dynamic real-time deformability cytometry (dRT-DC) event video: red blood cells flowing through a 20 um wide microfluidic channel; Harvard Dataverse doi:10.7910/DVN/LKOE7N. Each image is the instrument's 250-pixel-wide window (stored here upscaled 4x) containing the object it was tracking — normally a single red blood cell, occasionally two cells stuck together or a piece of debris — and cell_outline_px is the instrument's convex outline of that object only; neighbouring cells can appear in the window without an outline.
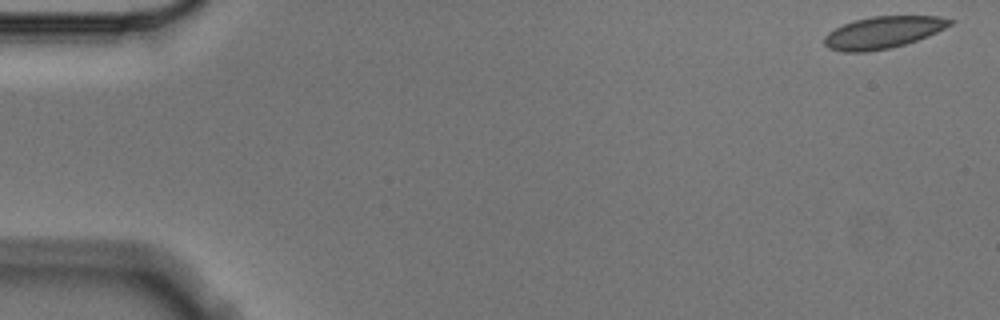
{"species": "Egyptian fruit bat (a non-hibernating species)", "species_latin": "Rousettus aegyptiacus", "temperature_condition": "cold", "stored_images_in_passage": 5, "camera_frame_rate_fps": 3000, "um_per_image_px": 0.085, "animal": {"sex": "male"}, "frame": {"image": 1, "passage_image": 1, "time_ms": 0.0, "image_size_px": [1000, 320], "cell_outline_px": [[956, 20], [952, 24], [928, 36], [904, 44], [888, 48], [868, 52], [840, 52], [828, 48], [824, 44], [824, 36], [828, 32], [852, 20], [872, 16], [940, 16]], "centroid_in_image_um": [75.04, 2.75], "position_along_channel_um": 10.0, "area_um2": 23.47}}